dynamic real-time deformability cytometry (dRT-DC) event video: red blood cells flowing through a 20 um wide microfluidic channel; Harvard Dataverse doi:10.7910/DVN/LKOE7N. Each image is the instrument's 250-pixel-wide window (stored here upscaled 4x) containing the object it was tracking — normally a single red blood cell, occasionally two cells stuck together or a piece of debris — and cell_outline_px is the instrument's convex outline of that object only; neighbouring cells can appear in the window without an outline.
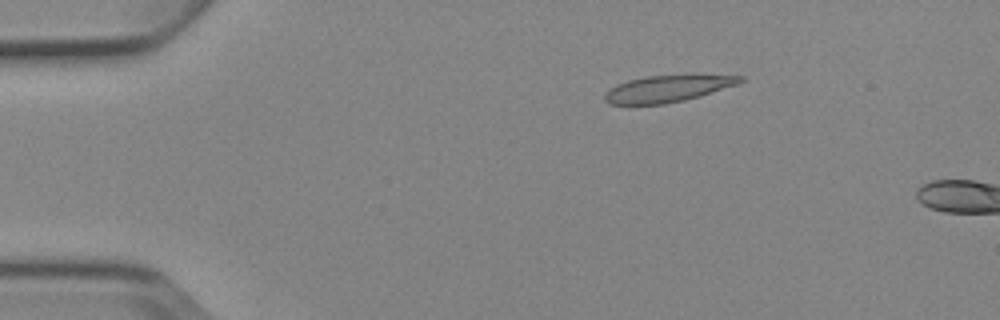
{"species": "Egyptian fruit bat (a non-hibernating species)", "species_latin": "Rousettus aegyptiacus", "temperature_condition": "cold", "stored_images_in_passage": 4, "camera_frame_rate_fps": 3000, "um_per_image_px": 0.085, "animal": {"sex": "female"}, "frame": {"image": 1, "passage_image": 3, "time_ms": 2.333, "image_size_px": [1000, 320], "cell_outline_px": [[744, 80], [736, 84], [700, 96], [684, 100], [664, 104], [608, 104], [604, 100], [604, 96], [616, 84], [628, 80], [648, 76], [688, 72], [696, 72], [744, 76]], "centroid_in_image_um": [56.84, 7.47], "position_along_channel_um": 28.2, "area_um2": 21.85}}